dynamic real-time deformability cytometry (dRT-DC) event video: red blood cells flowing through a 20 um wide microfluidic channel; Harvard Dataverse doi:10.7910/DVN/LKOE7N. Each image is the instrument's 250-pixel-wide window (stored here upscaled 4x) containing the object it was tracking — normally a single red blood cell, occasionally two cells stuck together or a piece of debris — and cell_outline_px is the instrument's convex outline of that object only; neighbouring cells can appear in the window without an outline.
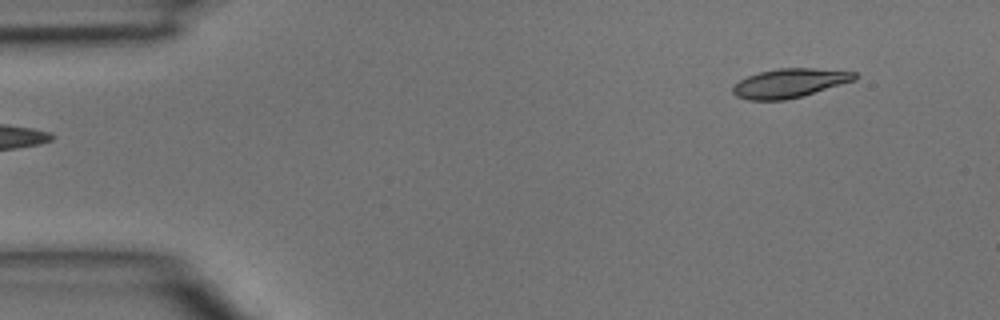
{"species": "common noctule bat (a hibernating species)", "species_latin": "Nyctalus noctula", "temperature_condition": "room temperature", "stored_images_in_passage": 2, "camera_frame_rate_fps": 3000, "um_per_image_px": 0.085, "animal": {"sex": "male", "body_mass_g": 15.6}, "frame": {"image": 1, "passage_image": 2, "time_ms": 0.333, "image_size_px": [1000, 320], "cell_outline_px": [[860, 76], [856, 80], [800, 96], [784, 100], [748, 100], [736, 96], [732, 92], [732, 88], [740, 80], [748, 76], [760, 72], [776, 68], [812, 68], [856, 72]], "centroid_in_image_um": [67.13, 7.06], "position_along_channel_um": 17.9, "area_um2": 20.46}}